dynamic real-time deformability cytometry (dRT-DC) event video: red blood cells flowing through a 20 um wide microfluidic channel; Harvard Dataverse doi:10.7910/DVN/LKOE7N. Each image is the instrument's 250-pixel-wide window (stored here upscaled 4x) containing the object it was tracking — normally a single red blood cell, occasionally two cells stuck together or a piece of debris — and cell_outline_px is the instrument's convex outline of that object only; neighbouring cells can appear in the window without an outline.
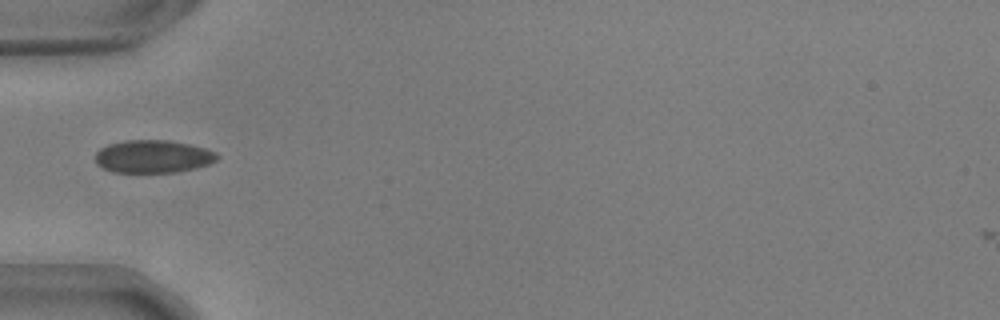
{"species": "common noctule bat (a hibernating species)", "species_latin": "Nyctalus noctula", "temperature_condition": "warm", "stored_images_in_passage": 37, "camera_frame_rate_fps": 3000, "um_per_image_px": 0.085, "animal": {"sex": "male", "body_mass_g": 17.9, "forearm_length_mm": 54.2}, "frame": {"image": 1, "passage_image": 1, "time_ms": 0.0, "image_size_px": [1000, 320], "cell_outline_px": [[220, 156], [216, 160], [208, 164], [196, 168], [172, 172], [112, 172], [96, 164], [96, 152], [100, 148], [108, 144], [128, 140], [168, 140], [188, 144], [204, 148], [216, 152]], "centroid_in_image_um": [13.0, 13.3], "position_along_channel_um": 72.0, "area_um2": 23.18}}
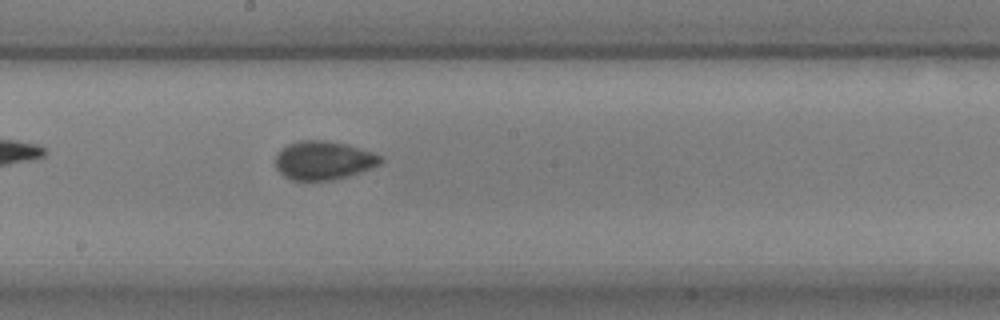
{"frame": {"image": 2, "passage_image": 13, "time_ms": 4.0, "image_size_px": [1000, 320], "cell_outline_px": [[384, 160], [380, 164], [372, 168], [348, 176], [332, 180], [292, 180], [284, 176], [276, 168], [276, 152], [288, 144], [300, 140], [324, 140], [348, 144], [372, 152], [380, 156]], "centroid_in_image_um": [27.5, 13.62], "position_along_channel_um": 220.7, "area_um2": 23.76}}
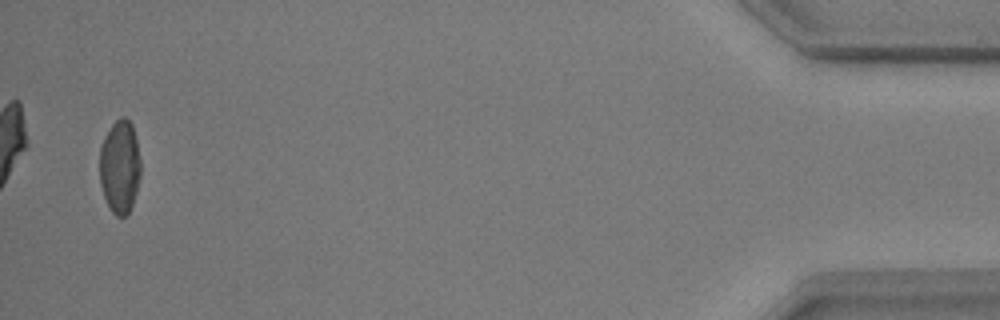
{"frame": {"image": 3, "passage_image": 36, "time_ms": 11.667, "image_size_px": [1000, 320], "cell_outline_px": [[140, 176], [136, 192], [132, 204], [128, 212], [124, 216], [116, 216], [112, 212], [104, 196], [100, 184], [100, 148], [104, 136], [112, 124], [120, 116], [124, 116], [132, 124], [136, 140], [140, 160]], "centroid_in_image_um": [10.18, 14.14], "position_along_channel_um": 425.0, "area_um2": 22.2}, "authors_computed_cell_mechanics": {"area_um2": 22.9466, "velocity_mm_per_s": 3.6937, "shape_relaxation_time_tau1_ms": 3.7456, "shape_relaxation_time_tau2_ms": null, "deformation_change_tau1": 0.1122, "deformation_change_tau2": null}}